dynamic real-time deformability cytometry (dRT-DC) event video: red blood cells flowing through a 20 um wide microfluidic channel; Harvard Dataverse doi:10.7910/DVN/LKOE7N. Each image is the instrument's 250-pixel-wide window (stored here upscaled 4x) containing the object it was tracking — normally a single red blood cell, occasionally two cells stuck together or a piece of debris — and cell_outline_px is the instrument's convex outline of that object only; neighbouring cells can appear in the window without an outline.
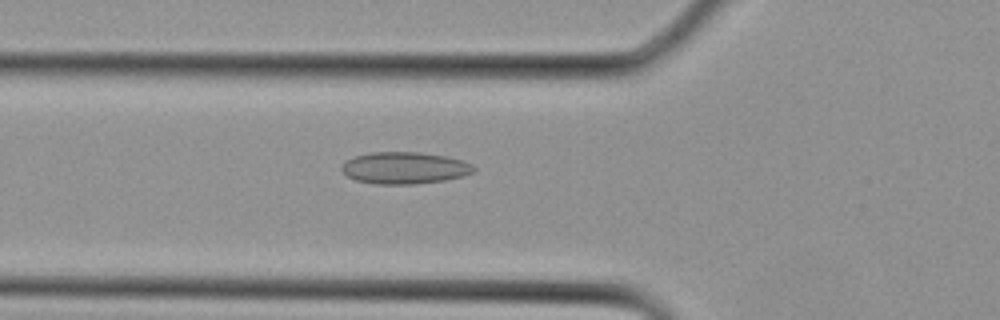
{"species": "Egyptian fruit bat (a non-hibernating species)", "species_latin": "Rousettus aegyptiacus", "temperature_condition": "cold", "stored_images_in_passage": 25, "camera_frame_rate_fps": 3000, "um_per_image_px": 0.085, "animal": {"sex": "female"}, "frame": {"image": 1, "passage_image": 5, "time_ms": 1.333, "image_size_px": [1000, 320], "cell_outline_px": [[476, 168], [472, 172], [464, 176], [444, 180], [416, 184], [376, 184], [356, 180], [348, 176], [340, 168], [340, 164], [344, 160], [352, 156], [372, 152], [420, 152], [444, 156], [460, 160], [472, 164]], "centroid_in_image_um": [34.34, 14.27], "position_along_channel_um": 91.5, "area_um2": 24.62}}
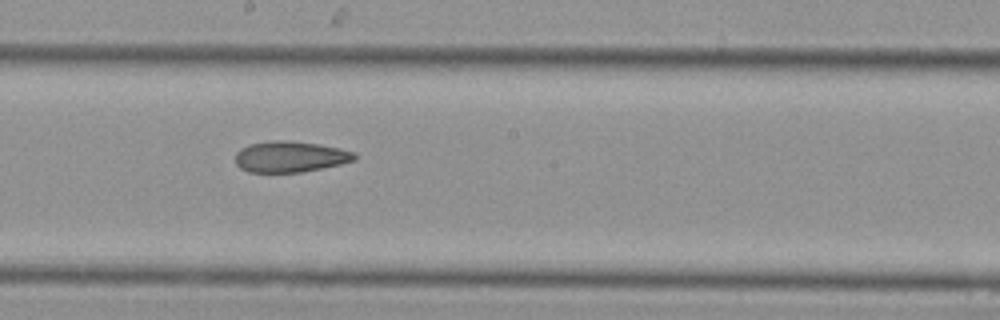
{"frame": {"image": 2, "passage_image": 11, "time_ms": 3.333, "image_size_px": [1000, 320], "cell_outline_px": [[356, 160], [340, 164], [300, 172], [248, 172], [240, 168], [236, 164], [236, 152], [240, 148], [248, 144], [272, 140], [288, 140], [320, 144], [340, 148], [356, 152]], "centroid_in_image_um": [24.66, 13.3], "position_along_channel_um": 223.5, "area_um2": 21.68}}
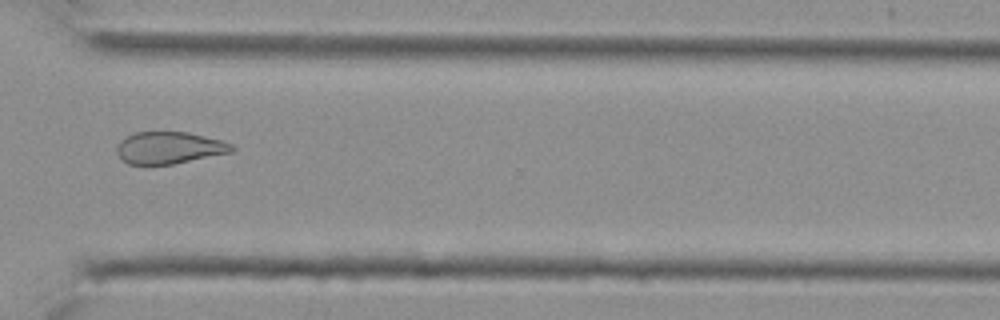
{"frame": {"image": 3, "passage_image": 17, "time_ms": 5.333, "image_size_px": [1000, 320], "cell_outline_px": [[236, 148], [232, 152], [172, 164], [128, 164], [116, 152], [116, 148], [120, 140], [124, 136], [136, 132], [188, 132], [220, 140], [232, 144]], "centroid_in_image_um": [14.37, 12.55], "position_along_channel_um": 356.2, "area_um2": 21.33}}